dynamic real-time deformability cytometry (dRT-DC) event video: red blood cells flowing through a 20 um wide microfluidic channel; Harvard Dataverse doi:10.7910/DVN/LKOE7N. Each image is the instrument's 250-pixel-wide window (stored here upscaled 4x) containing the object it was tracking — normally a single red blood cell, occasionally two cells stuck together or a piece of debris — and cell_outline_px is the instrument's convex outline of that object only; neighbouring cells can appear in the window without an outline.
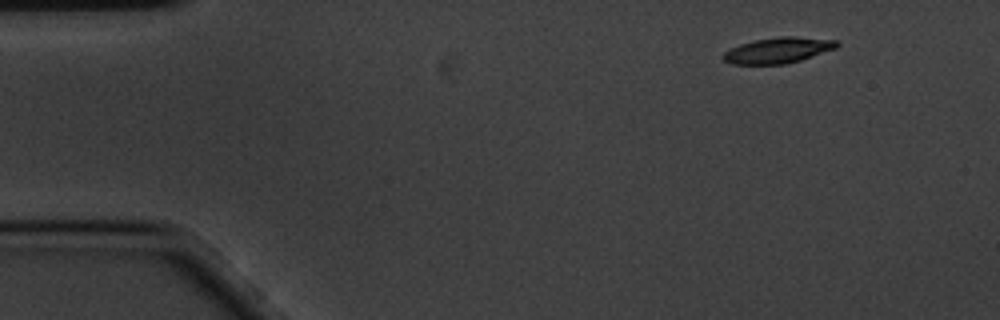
{"species": "common noctule bat (a hibernating species)", "species_latin": "Nyctalus noctula", "temperature_condition": "cold", "stored_images_in_passage": 5, "segment_of_instrument_passage": [2, 2], "camera_frame_rate_fps": 3000, "um_per_image_px": 0.085, "animal": {"sex": "male", "body_mass_g": 20.1, "forearm_length_mm": 53.5}, "frame": {"image": 1, "passage_image": 5, "time_ms": 1.333, "image_size_px": [1000, 320], "cell_outline_px": [[840, 44], [836, 48], [800, 60], [784, 64], [732, 64], [724, 60], [720, 56], [724, 52], [740, 44], [756, 40], [776, 36], [796, 36], [836, 40]], "centroid_in_image_um": [66.13, 4.27], "position_along_channel_um": 18.9, "area_um2": 16.99}}